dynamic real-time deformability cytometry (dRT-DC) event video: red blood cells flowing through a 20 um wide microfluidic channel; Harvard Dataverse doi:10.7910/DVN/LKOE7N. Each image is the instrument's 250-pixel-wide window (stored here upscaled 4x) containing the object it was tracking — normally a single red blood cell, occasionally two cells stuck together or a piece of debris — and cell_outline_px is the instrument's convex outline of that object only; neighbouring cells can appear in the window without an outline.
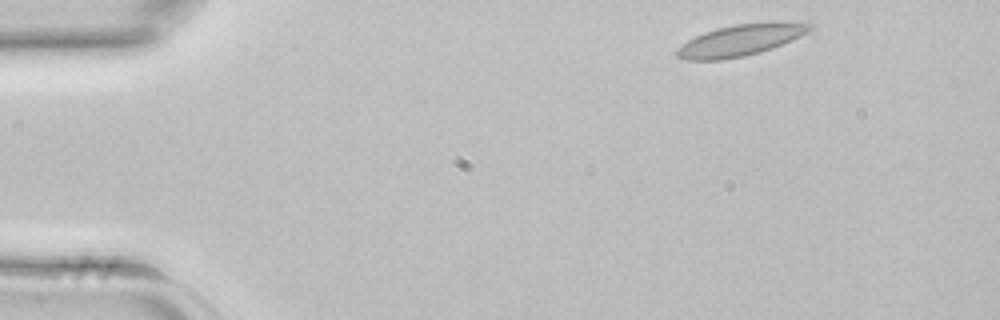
{"species": "common noctule bat (a hibernating species)", "species_latin": "Nyctalus noctula", "temperature_condition": "room temperature", "stored_images_in_passage": 16, "camera_frame_rate_fps": 3000, "um_per_image_px": 0.085, "animal": {"sex": "female", "body_mass_g": 22.7, "forearm_length_mm": 54.2}, "frame": {"image": 1, "passage_image": 2, "time_ms": 0.333, "image_size_px": [1000, 320], "cell_outline_px": [[812, 28], [808, 32], [792, 40], [772, 48], [760, 52], [744, 56], [720, 60], [684, 60], [676, 56], [676, 48], [688, 40], [704, 32], [716, 28], [732, 24], [812, 24]], "centroid_in_image_um": [62.81, 3.46], "position_along_channel_um": 22.2, "area_um2": 23.52}}